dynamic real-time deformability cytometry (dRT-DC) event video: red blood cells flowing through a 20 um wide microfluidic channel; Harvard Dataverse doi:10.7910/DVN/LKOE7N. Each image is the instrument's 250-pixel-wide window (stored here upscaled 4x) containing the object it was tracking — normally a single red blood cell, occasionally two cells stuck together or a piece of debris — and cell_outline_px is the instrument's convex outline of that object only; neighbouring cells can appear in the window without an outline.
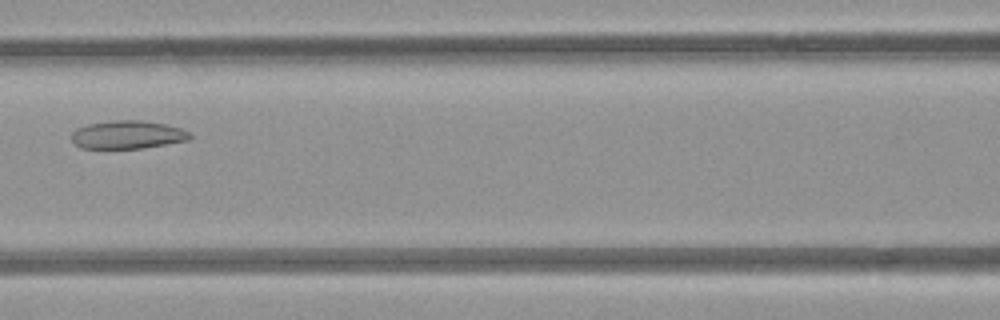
{"species": "common noctule bat (a hibernating species)", "species_latin": "Nyctalus noctula", "temperature_condition": "room temperature", "stored_images_in_passage": 5, "camera_frame_rate_fps": 3000, "um_per_image_px": 0.085, "animal": {"sex": "female", "body_mass_g": 21.9}, "frame": {"image": 1, "passage_image": 5, "time_ms": 4.667, "image_size_px": [1000, 320], "cell_outline_px": [[192, 136], [188, 140], [140, 148], [80, 148], [72, 140], [72, 132], [76, 128], [88, 124], [112, 120], [144, 120], [164, 124], [180, 128], [188, 132]], "centroid_in_image_um": [10.81, 11.44], "position_along_channel_um": 155.8, "area_um2": 19.25}}